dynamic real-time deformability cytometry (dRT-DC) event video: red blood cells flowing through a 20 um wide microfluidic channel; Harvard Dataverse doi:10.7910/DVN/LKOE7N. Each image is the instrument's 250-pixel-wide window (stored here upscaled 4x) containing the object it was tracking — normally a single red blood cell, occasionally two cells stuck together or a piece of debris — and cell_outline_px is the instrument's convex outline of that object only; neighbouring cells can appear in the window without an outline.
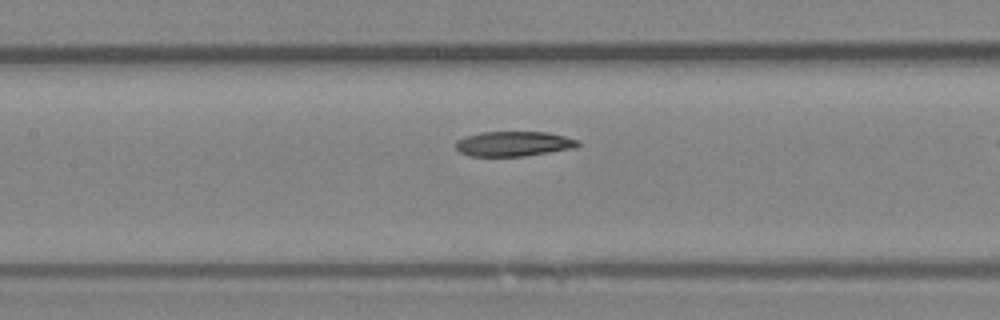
{"species": "Egyptian fruit bat (a non-hibernating species)", "species_latin": "Rousettus aegyptiacus", "temperature_condition": "room temperature", "stored_images_in_passage": 26, "camera_frame_rate_fps": 3000, "um_per_image_px": 0.085, "animal": {"sex": "female"}, "frame": {"image": 1, "passage_image": 19, "time_ms": 6.0, "image_size_px": [1000, 320], "cell_outline_px": [[580, 144], [576, 148], [524, 156], [468, 156], [460, 152], [456, 148], [456, 140], [464, 136], [480, 132], [548, 132], [580, 140]], "centroid_in_image_um": [43.66, 12.22], "position_along_channel_um": 163.7, "area_um2": 17.92}}
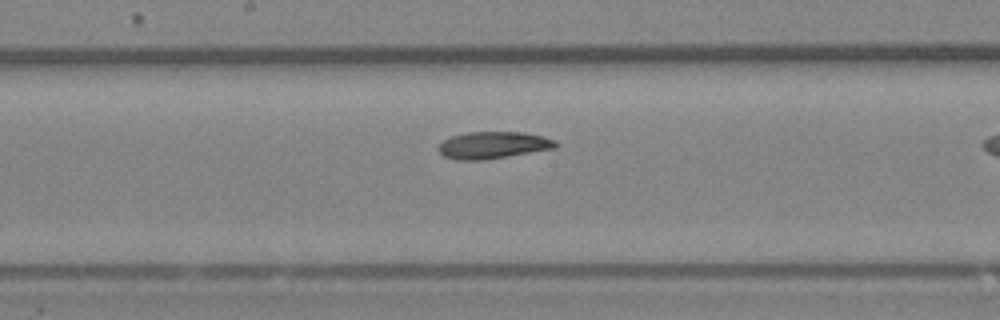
{"frame": {"image": 2, "passage_image": 22, "time_ms": 7.0, "image_size_px": [1000, 320], "cell_outline_px": [[556, 148], [484, 160], [456, 160], [444, 156], [436, 148], [444, 140], [452, 136], [468, 132], [524, 132], [544, 136], [556, 140]], "centroid_in_image_um": [41.91, 12.33], "position_along_channel_um": 206.3, "area_um2": 18.44}}